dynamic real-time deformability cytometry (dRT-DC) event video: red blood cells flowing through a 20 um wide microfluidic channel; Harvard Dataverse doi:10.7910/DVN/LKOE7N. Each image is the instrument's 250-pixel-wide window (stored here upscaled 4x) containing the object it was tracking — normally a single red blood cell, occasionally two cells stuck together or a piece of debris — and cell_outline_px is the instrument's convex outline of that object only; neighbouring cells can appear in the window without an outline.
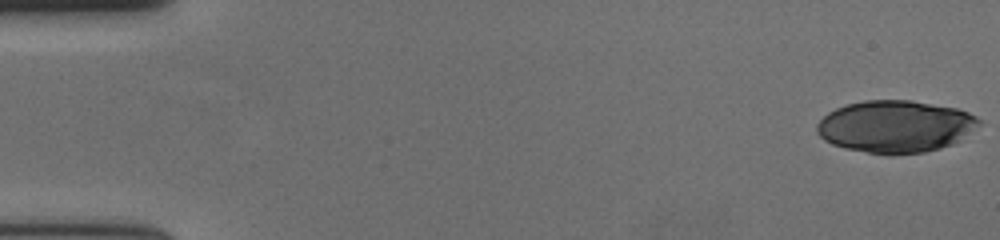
{"species": "human", "species_latin": "Homo sapiens", "temperature_condition": "cold", "stored_images_in_passage": 57, "camera_frame_rate_fps": 3000, "um_per_image_px": 0.085, "donor": {"sex": "female"}, "frame": {"image": 1, "passage_image": 1, "time_ms": 0.0, "image_size_px": [1000, 240], "cell_outline_px": [[980, 124], [952, 144], [940, 148], [924, 152], [892, 156], [888, 156], [844, 148], [832, 144], [824, 140], [816, 132], [816, 124], [828, 112], [836, 108], [848, 104], [864, 100], [912, 100], [956, 108], [968, 112], [976, 116], [980, 120]], "centroid_in_image_um": [76.07, 10.76], "position_along_channel_um": 8.9, "area_um2": 49.42}}
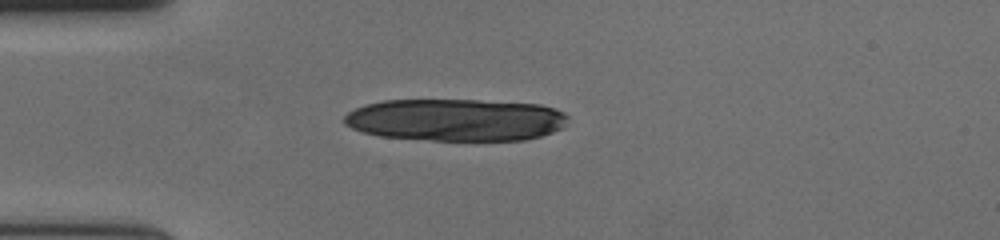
{"frame": {"image": 2, "passage_image": 16, "time_ms": 5.0, "image_size_px": [1000, 240], "cell_outline_px": [[568, 116], [564, 128], [540, 136], [524, 140], [432, 140], [380, 136], [364, 132], [352, 128], [344, 124], [344, 116], [348, 112], [364, 104], [384, 100], [476, 100], [540, 104], [556, 108], [564, 112]], "centroid_in_image_um": [38.76, 10.18], "position_along_channel_um": 46.2, "area_um2": 55.26}}